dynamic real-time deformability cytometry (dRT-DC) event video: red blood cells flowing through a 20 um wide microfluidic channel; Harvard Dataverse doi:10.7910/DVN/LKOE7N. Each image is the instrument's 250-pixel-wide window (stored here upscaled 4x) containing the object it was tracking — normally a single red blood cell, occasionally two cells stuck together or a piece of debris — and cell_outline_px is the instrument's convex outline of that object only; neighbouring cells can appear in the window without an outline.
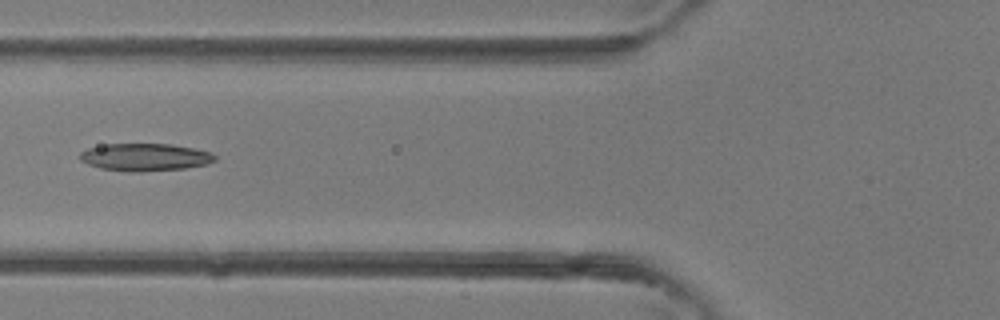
{"species": "common noctule bat (a hibernating species)", "species_latin": "Nyctalus noctula", "temperature_condition": "room temperature", "stored_images_in_passage": 3, "camera_frame_rate_fps": 3000, "um_per_image_px": 0.085, "animal": {"sex": "female"}, "frame": {"image": 1, "passage_image": 3, "time_ms": 0.667, "image_size_px": [1000, 320], "cell_outline_px": [[216, 160], [208, 164], [184, 168], [140, 172], [128, 172], [100, 168], [88, 164], [80, 160], [80, 152], [88, 148], [104, 144], [172, 144], [192, 148], [208, 152], [216, 156]], "centroid_in_image_um": [12.3, 13.36], "position_along_channel_um": 113.5, "area_um2": 21.62}}